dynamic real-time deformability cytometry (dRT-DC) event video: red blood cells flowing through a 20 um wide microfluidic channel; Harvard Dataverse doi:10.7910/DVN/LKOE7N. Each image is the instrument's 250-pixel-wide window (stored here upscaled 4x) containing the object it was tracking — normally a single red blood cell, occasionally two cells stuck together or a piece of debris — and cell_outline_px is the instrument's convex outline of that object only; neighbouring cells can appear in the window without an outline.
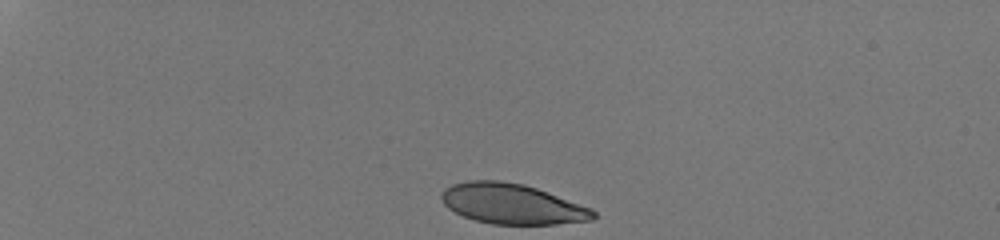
{"species": "human", "species_latin": "Homo sapiens", "temperature_condition": "room temperature", "stored_images_in_passage": 34, "camera_frame_rate_fps": 3000, "um_per_image_px": 0.085, "donor": {"sex": "male"}, "frame": {"image": 1, "passage_image": 1, "time_ms": 0.0, "image_size_px": [1000, 240], "cell_outline_px": [[596, 216], [592, 220], [556, 224], [492, 224], [476, 220], [464, 216], [448, 208], [444, 204], [440, 196], [444, 188], [452, 184], [468, 180], [500, 180], [524, 184], [548, 192], [592, 208], [596, 212]], "centroid_in_image_um": [43.53, 17.32], "position_along_channel_um": 41.5, "area_um2": 35.66}}
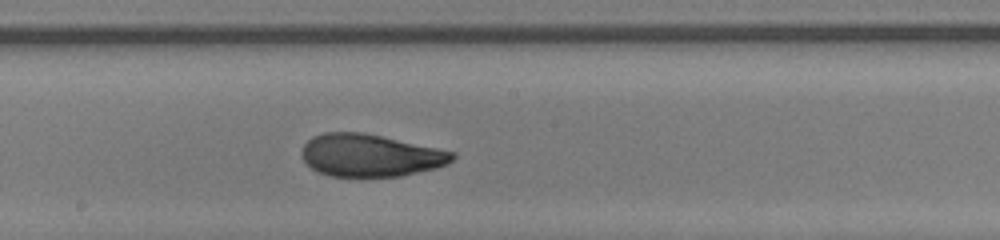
{"frame": {"image": 2, "passage_image": 20, "time_ms": 6.333, "image_size_px": [1000, 240], "cell_outline_px": [[456, 156], [452, 160], [436, 168], [400, 176], [328, 176], [312, 168], [304, 160], [304, 144], [312, 136], [324, 132], [364, 132], [456, 152]], "centroid_in_image_um": [31.49, 13.19], "position_along_channel_um": 216.7, "area_um2": 36.93}}
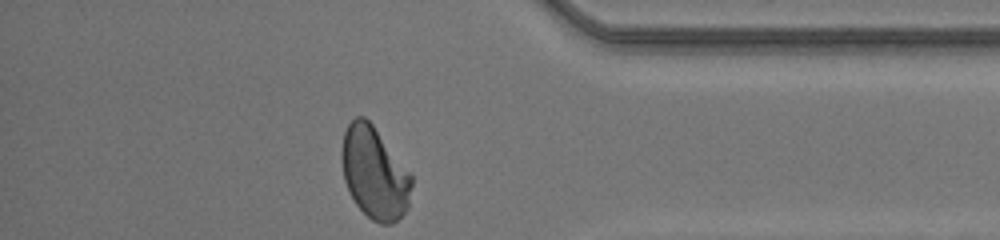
{"frame": {"image": 3, "passage_image": 34, "time_ms": 11.0, "image_size_px": [1000, 240], "cell_outline_px": [[412, 184], [408, 208], [392, 224], [380, 224], [372, 220], [356, 204], [344, 180], [340, 156], [340, 152], [344, 132], [348, 124], [356, 116], [364, 116], [372, 124], [412, 176]], "centroid_in_image_um": [31.81, 14.7], "position_along_channel_um": 403.4, "area_um2": 37.17}, "authors_computed_cell_mechanics": {"area_um2": 37.6567, "velocity_mm_per_s": 4.2379, "shape_relaxation_time_tau1_ms": 4.7642, "shape_relaxation_time_tau2_ms": 0.7189, "deformation_change_tau1": 0.2041, "deformation_change_tau2": 0.0554}}